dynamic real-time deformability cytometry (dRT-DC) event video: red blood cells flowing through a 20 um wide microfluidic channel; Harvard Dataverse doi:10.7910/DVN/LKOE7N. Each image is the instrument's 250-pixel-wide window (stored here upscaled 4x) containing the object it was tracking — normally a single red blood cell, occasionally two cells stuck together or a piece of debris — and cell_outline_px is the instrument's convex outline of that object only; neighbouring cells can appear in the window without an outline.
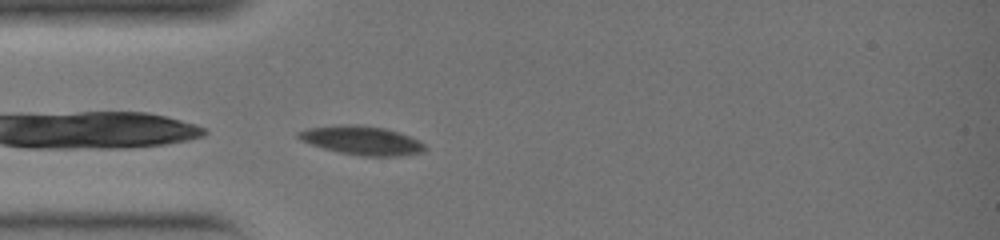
{"species": "common noctule bat (a hibernating species)", "species_latin": "Nyctalus noctula", "temperature_condition": "warm", "stored_images_in_passage": 3, "camera_frame_rate_fps": 3000, "um_per_image_px": 0.085, "animal": {"sex": "female", "body_mass_g": 19.0, "forearm_length_mm": 51.5}, "frame": {"image": 1, "passage_image": 3, "time_ms": 0.667, "image_size_px": [1000, 240], "cell_outline_px": [[424, 148], [420, 152], [400, 156], [360, 156], [340, 152], [324, 148], [300, 140], [296, 136], [296, 132], [308, 128], [344, 124], [360, 124], [384, 128], [408, 136], [424, 144]], "centroid_in_image_um": [30.68, 11.93], "position_along_channel_um": 54.3, "area_um2": 20.92}}